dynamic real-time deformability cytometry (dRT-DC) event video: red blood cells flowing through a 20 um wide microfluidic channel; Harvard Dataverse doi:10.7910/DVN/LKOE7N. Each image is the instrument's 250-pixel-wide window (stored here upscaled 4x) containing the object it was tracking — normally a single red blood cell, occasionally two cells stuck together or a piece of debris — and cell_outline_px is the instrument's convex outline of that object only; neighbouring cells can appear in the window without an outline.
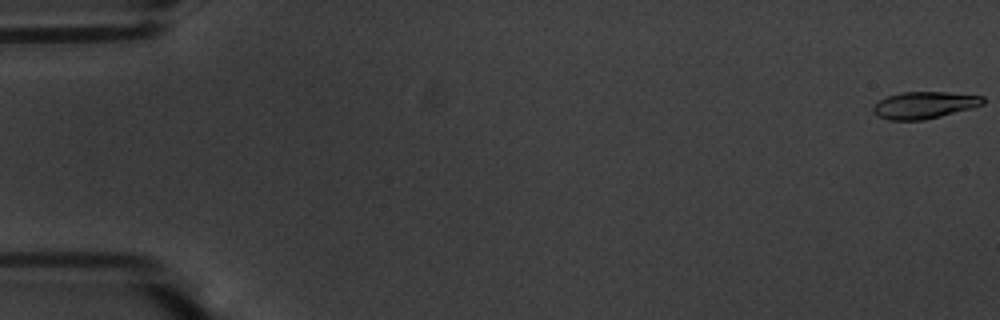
{"species": "common noctule bat (a hibernating species)", "species_latin": "Nyctalus noctula", "temperature_condition": "warm", "stored_images_in_passage": 57, "camera_frame_rate_fps": 3000, "um_per_image_px": 0.085, "animal": {"sex": "male", "body_mass_g": 20.1, "forearm_length_mm": 53.5}, "frame": {"image": 1, "passage_image": 1, "time_ms": 0.0, "image_size_px": [1000, 320], "cell_outline_px": [[984, 104], [972, 108], [924, 120], [888, 120], [876, 116], [872, 112], [872, 108], [880, 100], [888, 96], [904, 92], [948, 92], [984, 96]], "centroid_in_image_um": [78.56, 8.94], "position_along_channel_um": 6.4, "area_um2": 17.22}}
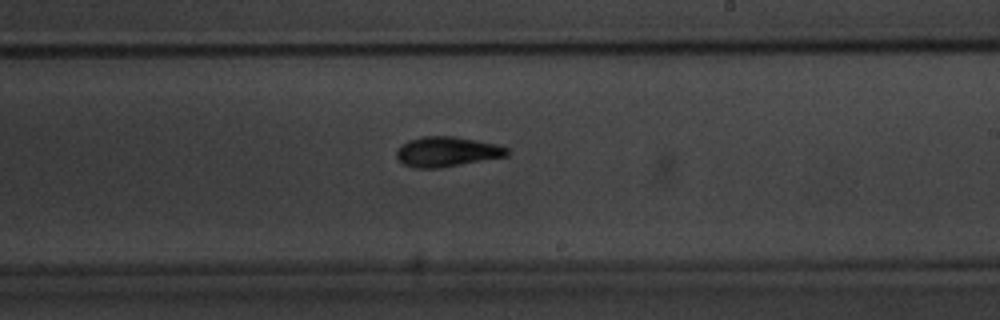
{"frame": {"image": 2, "passage_image": 34, "time_ms": 11.0, "image_size_px": [1000, 320], "cell_outline_px": [[508, 156], [440, 168], [412, 168], [404, 164], [396, 156], [396, 148], [400, 144], [408, 140], [420, 136], [452, 136], [476, 140], [496, 144], [508, 148]], "centroid_in_image_um": [37.94, 12.89], "position_along_channel_um": 251.1, "area_um2": 19.48}}
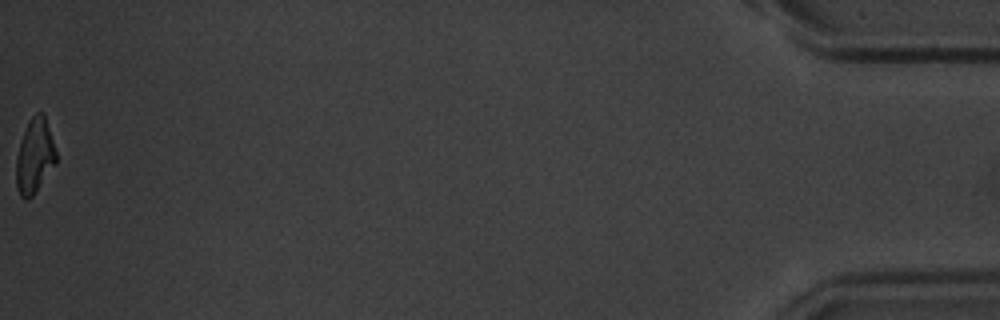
{"frame": {"image": 3, "passage_image": 57, "time_ms": 18.667, "image_size_px": [1000, 320], "cell_outline_px": [[56, 164], [36, 192], [28, 200], [24, 200], [20, 196], [16, 188], [16, 160], [20, 144], [28, 120], [36, 112], [44, 112], [56, 152]], "centroid_in_image_um": [2.95, 13.29], "position_along_channel_um": 432.3, "area_um2": 17.46}, "authors_computed_cell_mechanics": {"area_um2": 18.3804, "velocity_mm_per_s": 3.6349, "shape_relaxation_time_tau1_ms": 2.8572, "shape_relaxation_time_tau2_ms": 2.8541, "deformation_change_tau1": 0.1822, "deformation_change_tau2": 0.0983}}